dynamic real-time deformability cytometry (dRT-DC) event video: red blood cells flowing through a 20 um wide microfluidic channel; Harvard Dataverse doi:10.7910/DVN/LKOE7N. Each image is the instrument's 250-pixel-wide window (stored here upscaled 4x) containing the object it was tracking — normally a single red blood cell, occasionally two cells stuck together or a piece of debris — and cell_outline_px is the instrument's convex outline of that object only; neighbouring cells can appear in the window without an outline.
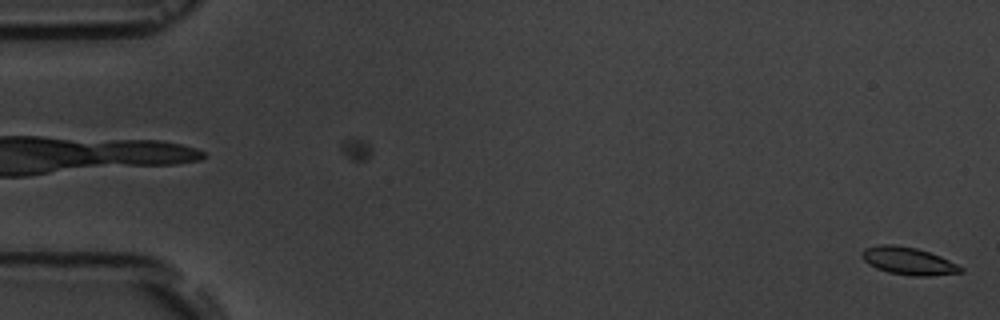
{"species": "common noctule bat (a hibernating species)", "species_latin": "Nyctalus noctula", "temperature_condition": "room temperature", "stored_images_in_passage": 57, "camera_frame_rate_fps": 3000, "um_per_image_px": 0.085, "animal": {"sex": "male", "body_mass_g": 19.5, "forearm_length_mm": 54.6}, "frame": {"image": 1, "passage_image": 2, "time_ms": 0.333, "image_size_px": [1000, 320], "cell_outline_px": [[964, 272], [928, 276], [912, 276], [888, 272], [876, 268], [868, 264], [860, 256], [860, 252], [864, 248], [880, 244], [892, 244], [916, 248], [940, 256], [964, 268]], "centroid_in_image_um": [77.17, 22.18], "position_along_channel_um": 7.8, "area_um2": 15.9}}
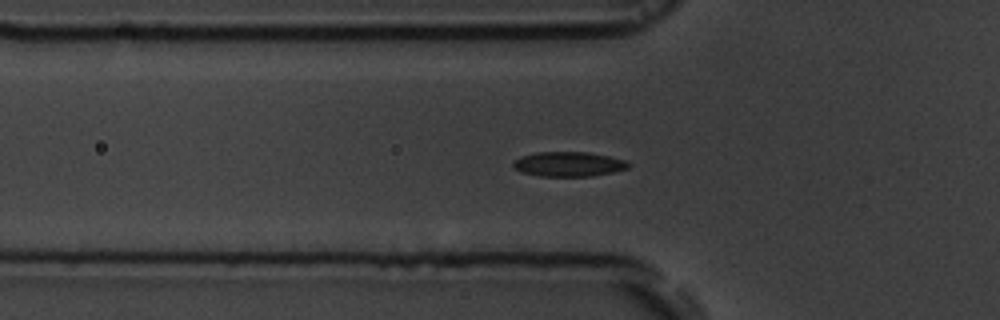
{"frame": {"image": 2, "passage_image": 20, "time_ms": 6.333, "image_size_px": [1000, 320], "cell_outline_px": [[632, 164], [628, 168], [612, 172], [592, 176], [540, 176], [524, 172], [516, 168], [512, 164], [520, 156], [536, 152], [588, 152], [608, 156], [624, 160]], "centroid_in_image_um": [48.36, 13.94], "position_along_channel_um": 77.4, "area_um2": 16.42}}
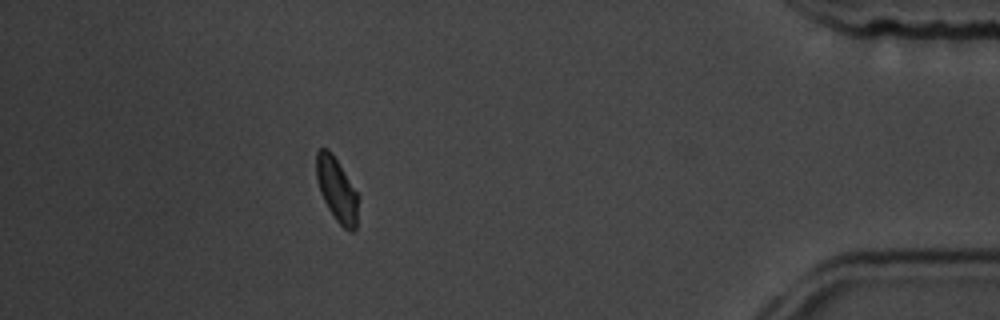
{"frame": {"image": 3, "passage_image": 51, "time_ms": 16.667, "image_size_px": [1000, 320], "cell_outline_px": [[356, 228], [352, 232], [344, 228], [336, 220], [328, 208], [320, 192], [316, 180], [316, 152], [320, 148], [328, 148], [332, 152], [356, 192]], "centroid_in_image_um": [28.57, 16.08], "position_along_channel_um": 406.6, "area_um2": 15.14}, "authors_computed_cell_mechanics": {"area_um2": 16.1262, "velocity_mm_per_s": 3.671, "shape_relaxation_time_tau1_ms": 4.2159, "shape_relaxation_time_tau2_ms": 4.4241, "deformation_change_tau1": 0.0977, "deformation_change_tau2": 0.0632}}